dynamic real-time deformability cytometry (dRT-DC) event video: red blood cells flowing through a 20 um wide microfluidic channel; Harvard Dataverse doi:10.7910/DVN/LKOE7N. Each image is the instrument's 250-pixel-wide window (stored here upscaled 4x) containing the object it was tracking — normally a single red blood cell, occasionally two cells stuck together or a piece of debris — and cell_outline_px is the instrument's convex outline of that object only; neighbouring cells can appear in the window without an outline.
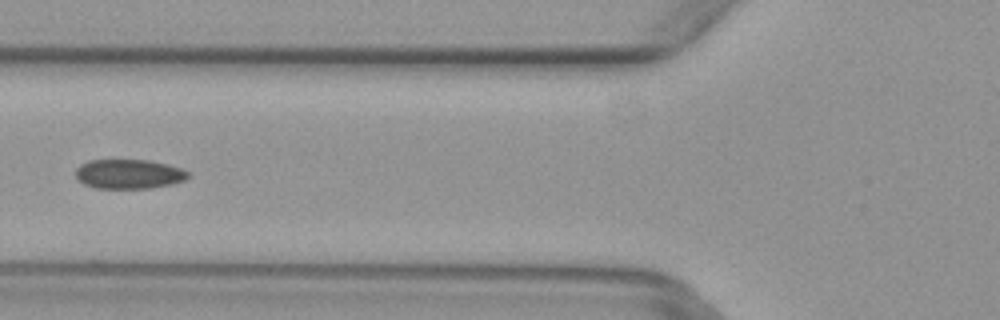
{"species": "common noctule bat (a hibernating species)", "species_latin": "Nyctalus noctula", "temperature_condition": "warm", "stored_images_in_passage": 5, "camera_frame_rate_fps": 3000, "um_per_image_px": 0.085, "animal": {"sex": "female", "body_mass_g": 29.2, "forearm_length_mm": 56.3}, "frame": {"image": 1, "passage_image": 5, "time_ms": 1.333, "image_size_px": [1000, 320], "cell_outline_px": [[192, 176], [184, 180], [172, 184], [152, 188], [96, 188], [84, 184], [76, 180], [76, 168], [80, 164], [88, 160], [148, 160], [168, 164], [192, 172]], "centroid_in_image_um": [10.98, 14.79], "position_along_channel_um": 114.8, "area_um2": 19.59}}